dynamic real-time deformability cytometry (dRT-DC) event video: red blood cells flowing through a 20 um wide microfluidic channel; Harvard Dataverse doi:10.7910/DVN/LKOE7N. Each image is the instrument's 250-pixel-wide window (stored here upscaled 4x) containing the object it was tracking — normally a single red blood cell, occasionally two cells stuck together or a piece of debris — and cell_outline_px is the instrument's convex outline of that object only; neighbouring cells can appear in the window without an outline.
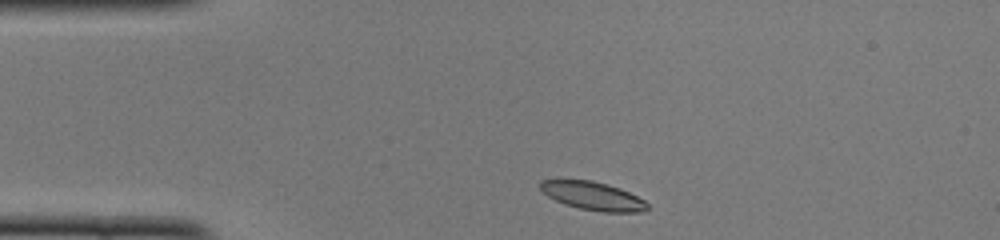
{"species": "common noctule bat (a hibernating species)", "species_latin": "Nyctalus noctula", "temperature_condition": "cold", "stored_images_in_passage": 42, "camera_frame_rate_fps": 3000, "um_per_image_px": 0.085, "animal": {"sex": "female", "body_mass_g": 22.0, "forearm_length_mm": 56.7}, "frame": {"image": 1, "passage_image": 2, "time_ms": 0.333, "image_size_px": [1000, 240], "cell_outline_px": [[648, 208], [644, 212], [600, 212], [580, 208], [564, 204], [548, 196], [540, 188], [540, 180], [592, 180], [608, 184], [620, 188], [644, 200], [648, 204]], "centroid_in_image_um": [50.42, 16.66], "position_along_channel_um": 34.6, "area_um2": 17.57}}
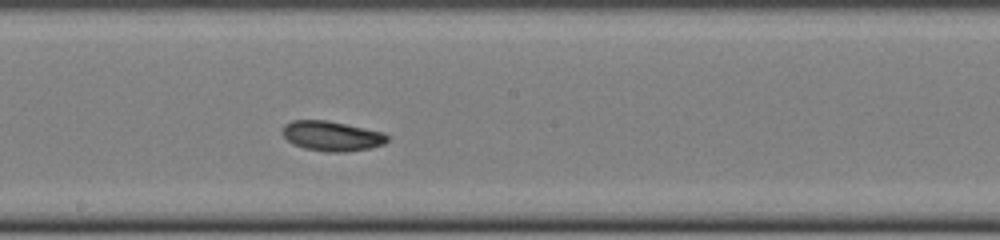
{"frame": {"image": 2, "passage_image": 19, "time_ms": 6.0, "image_size_px": [1000, 240], "cell_outline_px": [[388, 140], [384, 144], [372, 148], [344, 152], [328, 152], [304, 148], [292, 144], [280, 132], [280, 128], [284, 124], [292, 120], [328, 120], [384, 132], [388, 136]], "centroid_in_image_um": [28.18, 11.55], "position_along_channel_um": 220.0, "area_um2": 18.55}}
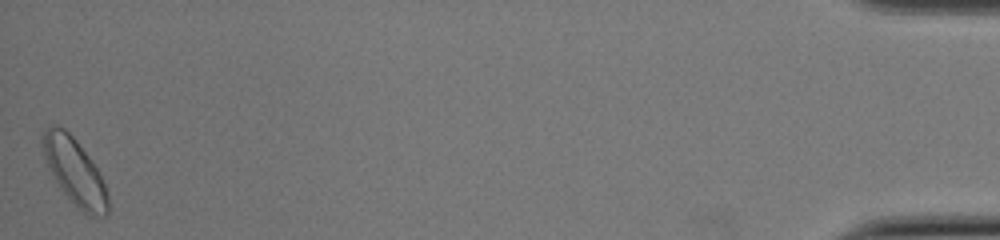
{"frame": {"image": 3, "passage_image": 42, "time_ms": 13.667, "image_size_px": [1000, 240], "cell_outline_px": [[108, 212], [104, 216], [88, 216], [60, 188], [48, 168], [40, 144], [40, 140], [48, 124], [52, 124], [64, 128], [76, 140], [88, 156], [96, 168], [104, 184], [108, 196]], "centroid_in_image_um": [6.31, 14.54], "position_along_channel_um": 428.9, "area_um2": 24.85}, "authors_computed_cell_mechanics": {"area_um2": 18.2359, "velocity_mm_per_s": 3.9397, "shape_relaxation_time_tau1_ms": 3.2545, "shape_relaxation_time_tau2_ms": 5.885, "deformation_change_tau1": 0.1135, "deformation_change_tau2": 0.1056}}